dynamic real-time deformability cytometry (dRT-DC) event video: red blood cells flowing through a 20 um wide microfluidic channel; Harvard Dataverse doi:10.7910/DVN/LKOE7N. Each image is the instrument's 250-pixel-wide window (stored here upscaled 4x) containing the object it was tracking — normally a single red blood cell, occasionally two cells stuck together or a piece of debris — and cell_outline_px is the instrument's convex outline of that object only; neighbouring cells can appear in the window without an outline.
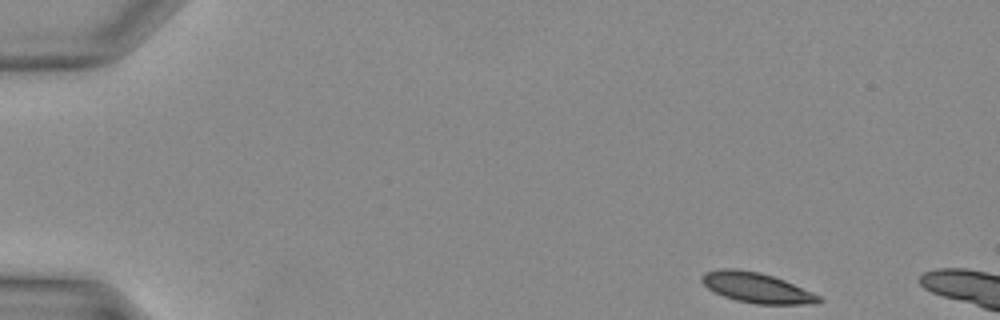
{"species": "Egyptian fruit bat (a non-hibernating species)", "species_latin": "Rousettus aegyptiacus", "temperature_condition": "warm", "stored_images_in_passage": 5, "camera_frame_rate_fps": 3000, "um_per_image_px": 0.085, "animal": {"sex": "female"}, "frame": {"image": 1, "passage_image": 1, "time_ms": 0.0, "image_size_px": [1000, 320], "cell_outline_px": [[824, 300], [820, 304], [756, 304], [736, 300], [724, 296], [708, 288], [700, 280], [700, 276], [704, 272], [720, 268], [736, 268], [760, 272], [784, 280], [812, 292], [820, 296]], "centroid_in_image_um": [64.32, 24.45], "position_along_channel_um": 20.7, "area_um2": 20.69}}